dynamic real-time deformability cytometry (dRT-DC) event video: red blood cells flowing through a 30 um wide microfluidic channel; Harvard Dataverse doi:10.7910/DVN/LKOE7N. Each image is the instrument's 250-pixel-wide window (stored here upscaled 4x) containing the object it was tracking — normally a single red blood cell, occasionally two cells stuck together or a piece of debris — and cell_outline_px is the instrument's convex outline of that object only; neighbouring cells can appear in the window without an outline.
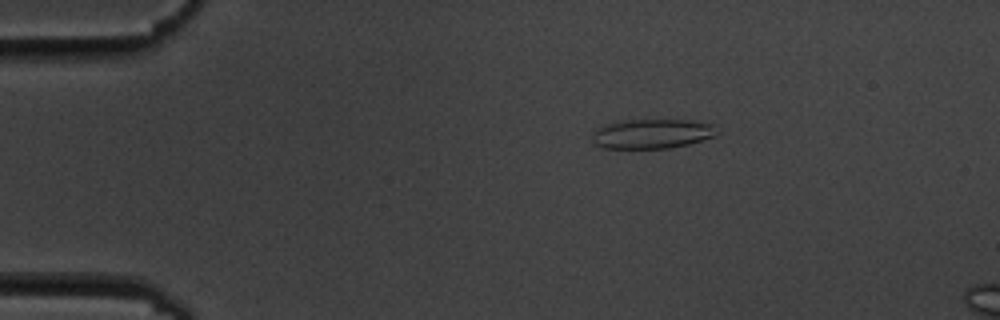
{"species": "common noctule bat (a hibernating species)", "species_latin": "Nyctalus noctula", "temperature_condition": "cold", "stored_images_in_passage": 4, "camera_frame_rate_fps": 3000, "um_per_image_px": 0.085, "animal": {"sex": "male", "body_mass_g": 19.5, "forearm_length_mm": 54.6}, "frame": {"image": 1, "passage_image": 2, "time_ms": 1.0, "image_size_px": [1000, 320], "cell_outline_px": [[720, 132], [716, 136], [688, 144], [668, 148], [604, 148], [596, 144], [592, 140], [592, 132], [596, 128], [604, 124], [628, 120], [688, 120], [716, 124]], "centroid_in_image_um": [55.46, 11.36], "position_along_channel_um": 29.5, "area_um2": 21.68}}